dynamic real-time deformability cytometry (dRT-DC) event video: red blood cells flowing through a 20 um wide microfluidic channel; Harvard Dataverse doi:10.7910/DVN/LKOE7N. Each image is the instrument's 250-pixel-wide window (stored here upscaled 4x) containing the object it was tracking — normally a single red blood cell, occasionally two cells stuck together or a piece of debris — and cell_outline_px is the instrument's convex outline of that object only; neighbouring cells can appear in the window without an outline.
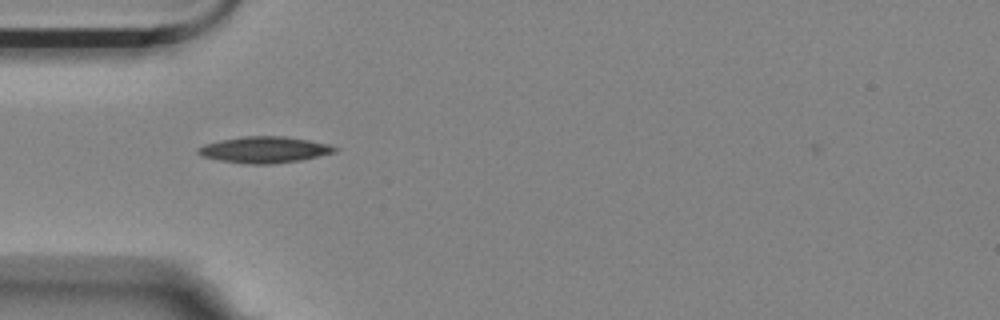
{"species": "Egyptian fruit bat (a non-hibernating species)", "species_latin": "Rousettus aegyptiacus", "temperature_condition": "room temperature", "stored_images_in_passage": 4, "camera_frame_rate_fps": 3000, "um_per_image_px": 0.085, "animal": {"sex": "female"}, "frame": {"image": 1, "passage_image": 1, "time_ms": 0.0, "image_size_px": [1000, 320], "cell_outline_px": [[340, 148], [336, 152], [300, 160], [272, 164], [248, 164], [220, 160], [204, 156], [196, 152], [196, 148], [204, 144], [220, 140], [244, 136], [284, 136], [332, 144]], "centroid_in_image_um": [22.51, 12.72], "position_along_channel_um": 62.5, "area_um2": 20.98}}
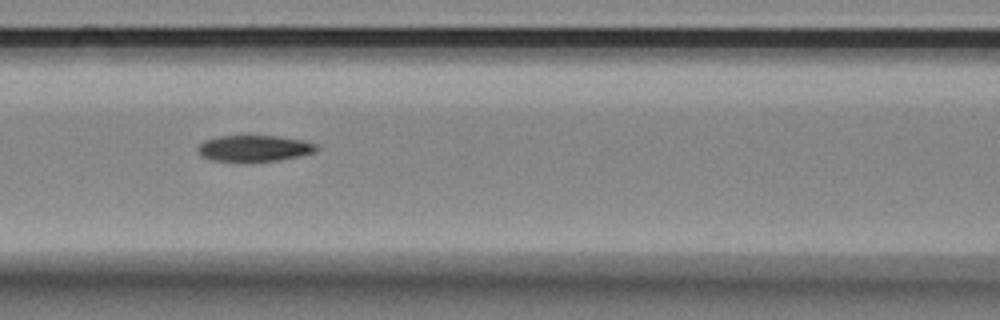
{"frame": {"image": 2, "passage_image": 3, "time_ms": 0.667, "image_size_px": [1000, 320], "cell_outline_px": [[320, 148], [316, 152], [300, 156], [280, 160], [244, 164], [212, 160], [200, 156], [196, 152], [196, 148], [204, 140], [216, 136], [276, 136], [304, 140], [316, 144]], "centroid_in_image_um": [21.58, 12.65], "position_along_channel_um": 145.0, "area_um2": 19.02}}
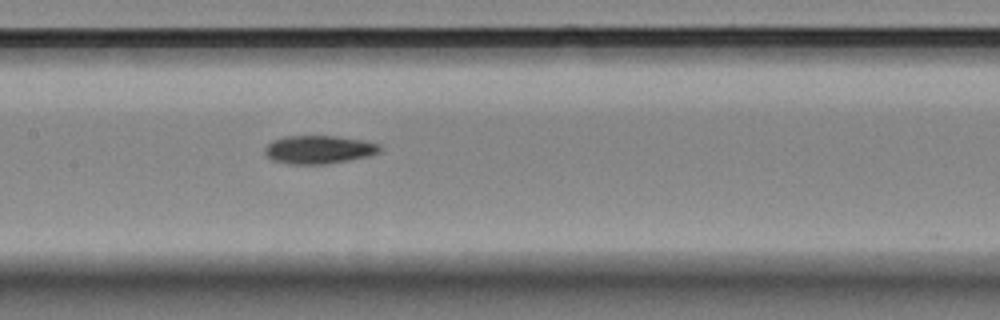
{"frame": {"image": 3, "passage_image": 4, "time_ms": 1.0, "image_size_px": [1000, 320], "cell_outline_px": [[384, 148], [380, 152], [368, 156], [348, 160], [324, 164], [288, 164], [272, 160], [264, 152], [264, 148], [272, 140], [284, 136], [336, 136], [368, 140], [380, 144]], "centroid_in_image_um": [27.14, 12.7], "position_along_channel_um": 180.3, "area_um2": 19.19}}